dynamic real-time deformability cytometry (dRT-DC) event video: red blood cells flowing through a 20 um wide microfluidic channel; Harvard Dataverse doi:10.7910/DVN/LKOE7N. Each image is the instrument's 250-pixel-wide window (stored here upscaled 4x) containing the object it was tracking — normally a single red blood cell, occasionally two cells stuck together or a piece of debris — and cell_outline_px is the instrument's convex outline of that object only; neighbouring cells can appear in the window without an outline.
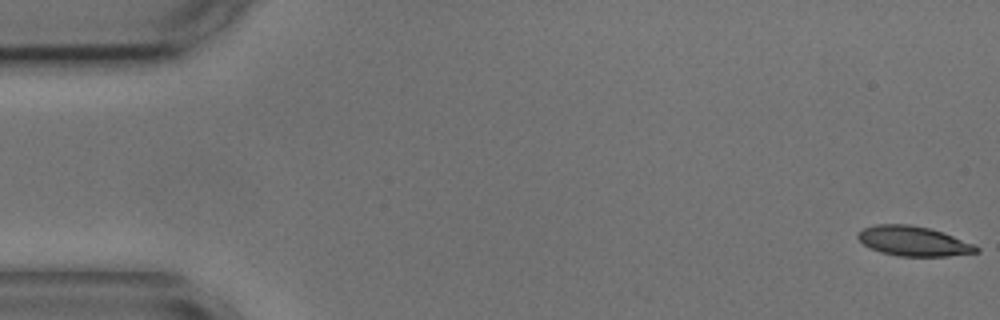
{"species": "common noctule bat (a hibernating species)", "species_latin": "Nyctalus noctula", "temperature_condition": "cold", "stored_images_in_passage": 8, "camera_frame_rate_fps": 3000, "um_per_image_px": 0.085, "animal": {"sex": "male", "body_mass_g": 17.9, "forearm_length_mm": 54.2}, "frame": {"image": 1, "passage_image": 1, "time_ms": 0.0, "image_size_px": [1000, 320], "cell_outline_px": [[980, 252], [948, 256], [900, 256], [880, 252], [864, 244], [856, 236], [864, 228], [876, 224], [908, 224], [928, 228], [944, 232], [976, 244], [980, 248]], "centroid_in_image_um": [77.71, 20.49], "position_along_channel_um": 7.3, "area_um2": 20.58}}